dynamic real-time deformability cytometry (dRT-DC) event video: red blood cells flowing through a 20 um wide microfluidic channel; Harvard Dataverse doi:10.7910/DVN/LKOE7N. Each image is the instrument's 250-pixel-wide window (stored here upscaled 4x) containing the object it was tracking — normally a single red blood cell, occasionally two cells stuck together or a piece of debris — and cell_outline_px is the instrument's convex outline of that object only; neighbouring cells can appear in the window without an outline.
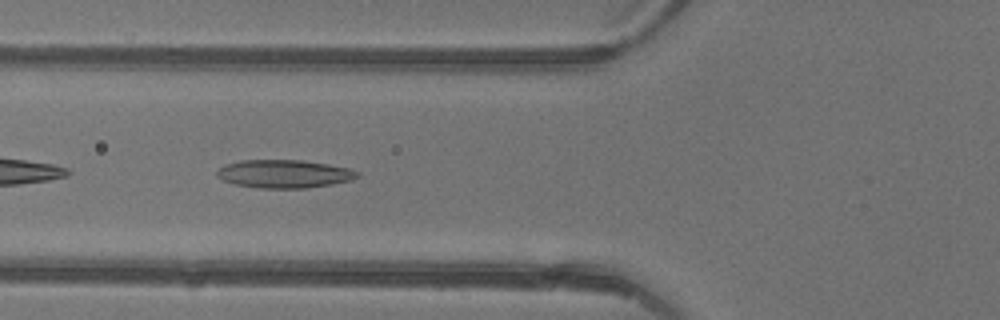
{"species": "common noctule bat (a hibernating species)", "species_latin": "Nyctalus noctula", "temperature_condition": "warm", "stored_images_in_passage": 35, "camera_frame_rate_fps": 3000, "um_per_image_px": 0.085, "animal": {"sex": "female"}, "frame": {"image": 1, "passage_image": 7, "time_ms": 2.0, "image_size_px": [1000, 320], "cell_outline_px": [[360, 176], [352, 180], [332, 184], [308, 188], [260, 188], [236, 184], [224, 180], [216, 176], [216, 172], [224, 164], [240, 160], [304, 160], [328, 164], [348, 168], [360, 172]], "centroid_in_image_um": [24.18, 14.77], "position_along_channel_um": 101.6, "area_um2": 23.12}}
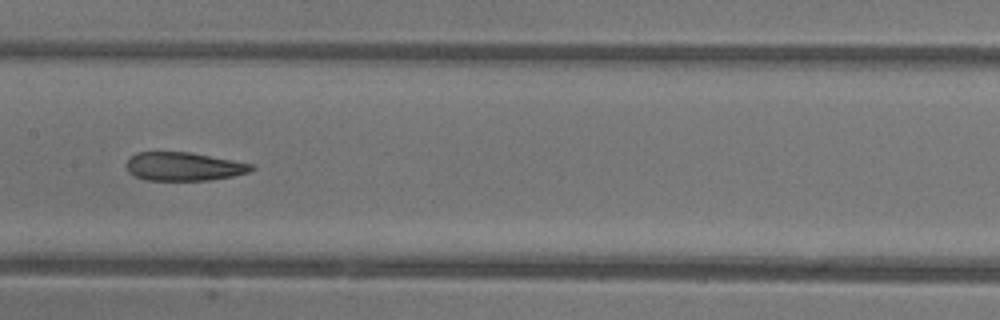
{"frame": {"image": 2, "passage_image": 13, "time_ms": 4.0, "image_size_px": [1000, 320], "cell_outline_px": [[256, 168], [248, 172], [232, 176], [208, 180], [144, 180], [128, 172], [128, 160], [136, 152], [188, 152], [232, 160], [252, 164]], "centroid_in_image_um": [15.62, 14.15], "position_along_channel_um": 191.8, "area_um2": 20.46}}
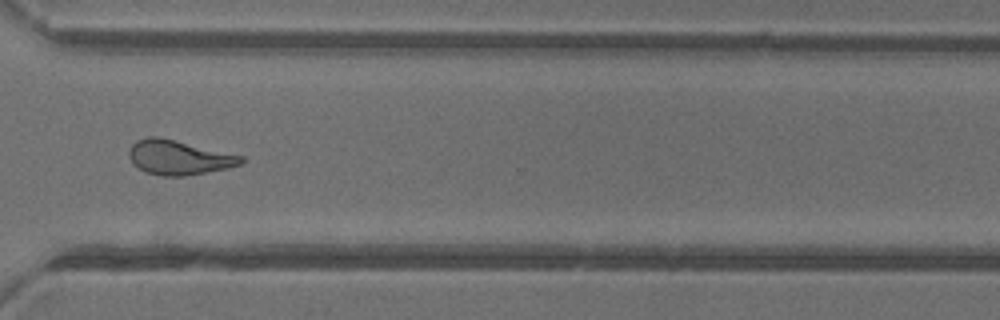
{"frame": {"image": 3, "passage_image": 24, "time_ms": 7.667, "image_size_px": [1000, 320], "cell_outline_px": [[244, 164], [228, 168], [184, 176], [160, 176], [144, 172], [132, 164], [128, 156], [128, 152], [132, 144], [136, 140], [148, 136], [160, 136], [244, 156]], "centroid_in_image_um": [15.18, 13.38], "position_along_channel_um": 355.4, "area_um2": 22.95}, "authors_computed_cell_mechanics": {"area_um2": 22.4842, "velocity_mm_per_s": 4.4754, "shape_relaxation_time_tau1_ms": null, "shape_relaxation_time_tau2_ms": 2.314, "deformation_change_tau1": null, "deformation_change_tau2": 0.1127}}